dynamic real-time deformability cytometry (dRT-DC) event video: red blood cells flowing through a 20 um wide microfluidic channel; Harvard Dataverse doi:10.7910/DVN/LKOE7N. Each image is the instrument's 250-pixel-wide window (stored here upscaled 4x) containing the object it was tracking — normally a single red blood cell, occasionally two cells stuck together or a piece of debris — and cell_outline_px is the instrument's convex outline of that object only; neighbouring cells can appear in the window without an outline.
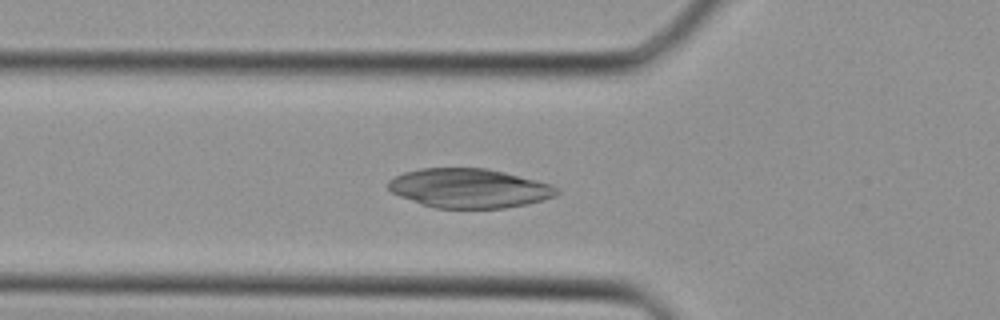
{"species": "Egyptian fruit bat (a non-hibernating species)", "species_latin": "Rousettus aegyptiacus", "temperature_condition": "cold", "stored_images_in_passage": 35, "camera_frame_rate_fps": 3000, "um_per_image_px": 0.085, "animal": {"sex": "female"}, "frame": {"image": 1, "passage_image": 10, "time_ms": 3.0, "image_size_px": [1000, 320], "cell_outline_px": [[560, 192], [556, 196], [544, 200], [504, 208], [436, 208], [400, 196], [392, 192], [388, 188], [388, 180], [404, 172], [420, 168], [484, 168], [504, 172], [552, 184], [560, 188]], "centroid_in_image_um": [39.91, 15.99], "position_along_channel_um": 85.9, "area_um2": 38.44}}
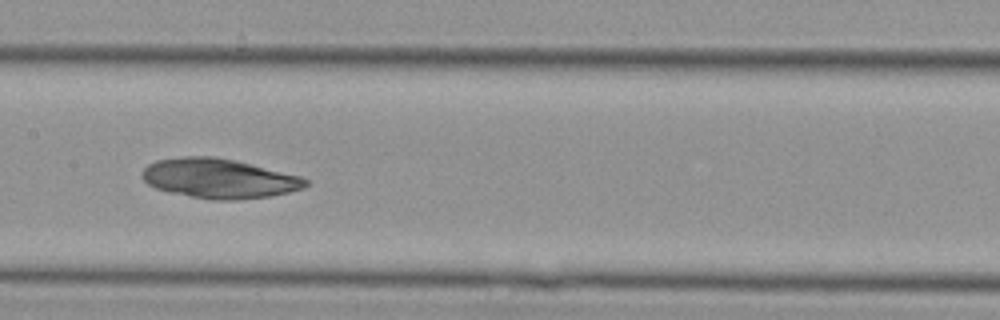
{"frame": {"image": 2, "passage_image": 16, "time_ms": 5.0, "image_size_px": [1000, 320], "cell_outline_px": [[308, 184], [304, 188], [272, 196], [232, 200], [212, 200], [168, 192], [156, 188], [148, 184], [144, 180], [144, 168], [148, 164], [156, 160], [184, 156], [216, 156], [236, 160], [300, 176], [308, 180]], "centroid_in_image_um": [18.63, 15.16], "position_along_channel_um": 188.8, "area_um2": 37.69}}
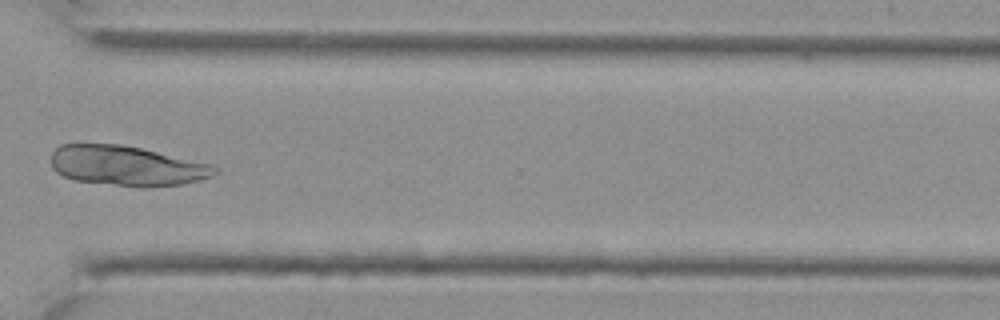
{"frame": {"image": 3, "passage_image": 26, "time_ms": 8.333, "image_size_px": [1000, 320], "cell_outline_px": [[220, 172], [212, 176], [200, 180], [180, 184], [148, 188], [140, 188], [72, 180], [56, 172], [52, 168], [52, 152], [60, 144], [120, 144], [140, 148], [212, 164]], "centroid_in_image_um": [10.77, 14.11], "position_along_channel_um": 359.8, "area_um2": 38.38}}